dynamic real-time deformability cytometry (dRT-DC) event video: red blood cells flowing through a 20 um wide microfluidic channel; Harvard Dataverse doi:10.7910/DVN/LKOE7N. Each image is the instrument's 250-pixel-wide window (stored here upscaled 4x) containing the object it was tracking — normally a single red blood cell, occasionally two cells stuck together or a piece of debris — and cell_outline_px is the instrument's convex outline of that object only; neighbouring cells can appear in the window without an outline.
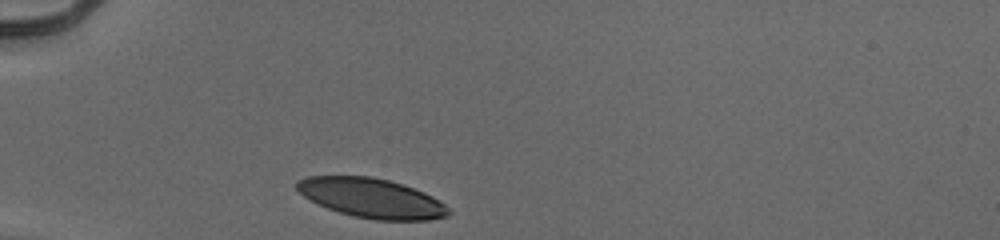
{"species": "human", "species_latin": "Homo sapiens", "temperature_condition": "cold", "stored_images_in_passage": 29, "camera_frame_rate_fps": 3000, "um_per_image_px": 0.085, "donor": {"sex": "male"}, "frame": {"image": 1, "passage_image": 1, "time_ms": 0.0, "image_size_px": [1000, 240], "cell_outline_px": [[452, 212], [448, 216], [428, 220], [376, 220], [352, 216], [328, 208], [304, 196], [296, 188], [296, 180], [308, 176], [372, 176], [404, 184], [424, 192], [440, 200]], "centroid_in_image_um": [31.61, 16.83], "position_along_channel_um": 53.4, "area_um2": 34.91}}
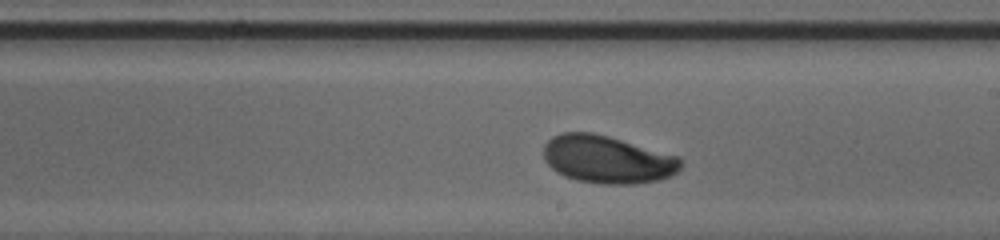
{"frame": {"image": 2, "passage_image": 17, "time_ms": 5.333, "image_size_px": [1000, 240], "cell_outline_px": [[684, 164], [672, 176], [660, 180], [636, 184], [600, 184], [576, 180], [564, 176], [556, 172], [544, 160], [544, 144], [552, 136], [560, 132], [592, 132], [608, 136], [680, 156]], "centroid_in_image_um": [51.64, 13.55], "position_along_channel_um": 237.4, "area_um2": 38.61}}
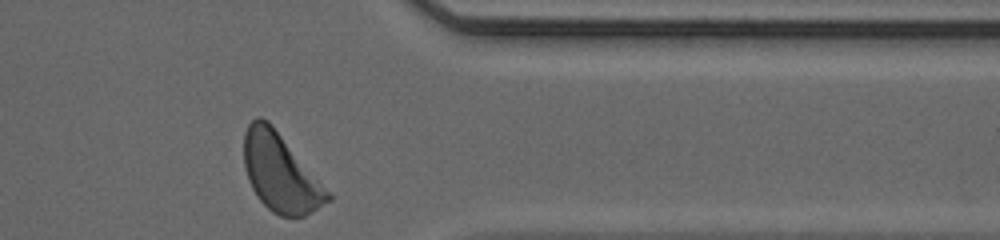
{"frame": {"image": 3, "passage_image": 29, "time_ms": 9.333, "image_size_px": [1000, 240], "cell_outline_px": [[332, 200], [304, 216], [280, 216], [272, 212], [260, 200], [252, 188], [248, 180], [244, 168], [244, 132], [248, 124], [256, 116], [260, 116], [268, 120], [272, 124], [332, 196]], "centroid_in_image_um": [23.8, 14.67], "position_along_channel_um": 387.6, "area_um2": 37.63}, "authors_computed_cell_mechanics": {"area_um2": 37.57, "velocity_mm_per_s": 3.8947, "shape_relaxation_time_tau1_ms": 3.3334, "shape_relaxation_time_tau2_ms": null, "deformation_change_tau1": 0.1775, "deformation_change_tau2": null}}